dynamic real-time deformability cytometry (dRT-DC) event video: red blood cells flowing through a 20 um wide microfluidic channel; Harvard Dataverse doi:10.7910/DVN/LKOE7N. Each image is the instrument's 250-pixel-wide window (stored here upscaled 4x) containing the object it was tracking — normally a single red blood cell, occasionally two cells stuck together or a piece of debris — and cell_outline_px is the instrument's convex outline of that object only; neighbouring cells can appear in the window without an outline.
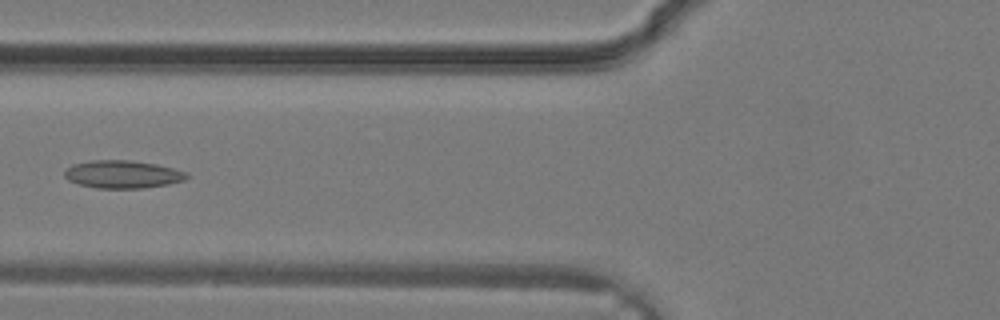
{"species": "common noctule bat (a hibernating species)", "species_latin": "Nyctalus noctula", "temperature_condition": "warm", "stored_images_in_passage": 31, "camera_frame_rate_fps": 3000, "um_per_image_px": 0.085, "animal": {"sex": "male", "body_mass_g": 19.2, "forearm_length_mm": 51.8}, "frame": {"image": 1, "passage_image": 14, "time_ms": 4.333, "image_size_px": [1000, 320], "cell_outline_px": [[188, 176], [184, 180], [168, 184], [144, 188], [96, 188], [80, 184], [68, 180], [64, 176], [64, 172], [72, 164], [92, 160], [128, 160], [156, 164], [188, 172]], "centroid_in_image_um": [10.42, 14.81], "position_along_channel_um": 115.4, "area_um2": 19.71}}
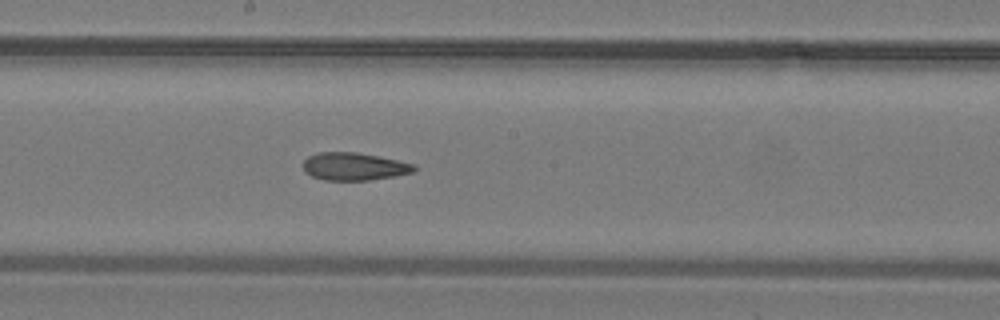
{"frame": {"image": 2, "passage_image": 19, "time_ms": 6.0, "image_size_px": [1000, 320], "cell_outline_px": [[416, 168], [412, 172], [396, 176], [368, 180], [324, 180], [312, 176], [304, 168], [304, 160], [308, 156], [320, 152], [356, 152], [416, 164]], "centroid_in_image_um": [30.11, 14.15], "position_along_channel_um": 218.1, "area_um2": 17.69}}
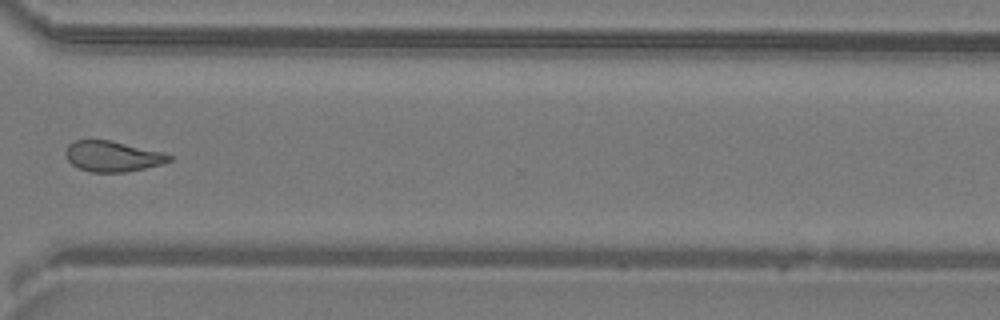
{"frame": {"image": 3, "passage_image": 26, "time_ms": 8.333, "image_size_px": [1000, 320], "cell_outline_px": [[172, 160], [160, 164], [144, 168], [124, 172], [88, 172], [76, 168], [68, 160], [64, 152], [68, 144], [76, 140], [112, 140], [164, 152], [172, 156]], "centroid_in_image_um": [9.54, 13.28], "position_along_channel_um": 361.1, "area_um2": 18.61}}